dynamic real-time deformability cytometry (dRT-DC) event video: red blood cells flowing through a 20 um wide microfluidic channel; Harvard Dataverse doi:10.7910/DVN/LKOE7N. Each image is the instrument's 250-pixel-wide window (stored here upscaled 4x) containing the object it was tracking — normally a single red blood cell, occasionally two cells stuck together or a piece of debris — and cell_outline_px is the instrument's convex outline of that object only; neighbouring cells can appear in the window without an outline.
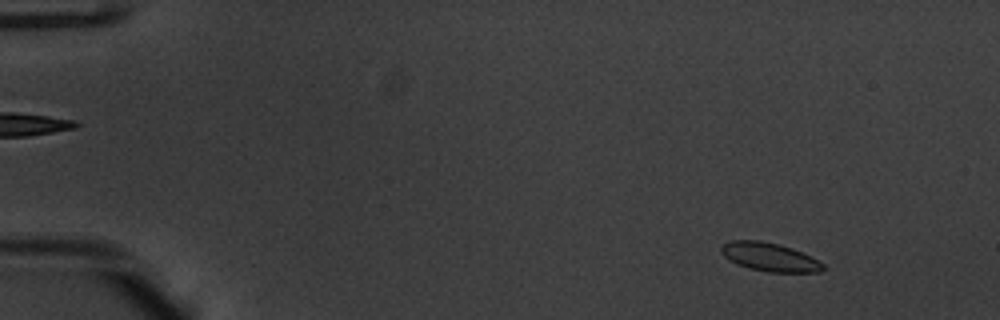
{"species": "common noctule bat (a hibernating species)", "species_latin": "Nyctalus noctula", "temperature_condition": "warm", "stored_images_in_passage": 54, "camera_frame_rate_fps": 3000, "um_per_image_px": 0.085, "animal": {"sex": "male", "body_mass_g": 20.1, "forearm_length_mm": 53.5}, "frame": {"image": 1, "passage_image": 6, "time_ms": 1.667, "image_size_px": [1000, 320], "cell_outline_px": [[824, 268], [820, 272], [764, 272], [748, 268], [736, 264], [724, 256], [720, 252], [720, 248], [724, 244], [732, 240], [760, 240], [780, 244], [792, 248], [824, 264]], "centroid_in_image_um": [65.37, 21.85], "position_along_channel_um": 19.6, "area_um2": 16.88}}
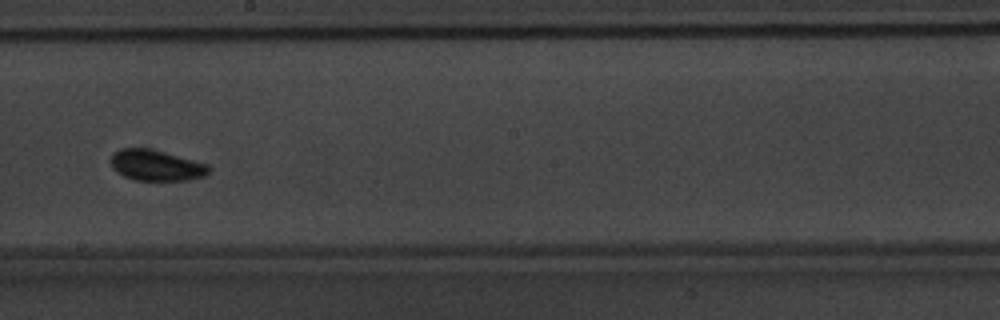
{"frame": {"image": 2, "passage_image": 32, "time_ms": 10.333, "image_size_px": [1000, 320], "cell_outline_px": [[212, 168], [204, 176], [188, 180], [136, 180], [124, 176], [116, 172], [112, 168], [108, 160], [112, 152], [120, 148], [148, 148], [208, 164]], "centroid_in_image_um": [13.21, 14.05], "position_along_channel_um": 235.0, "area_um2": 17.74}}
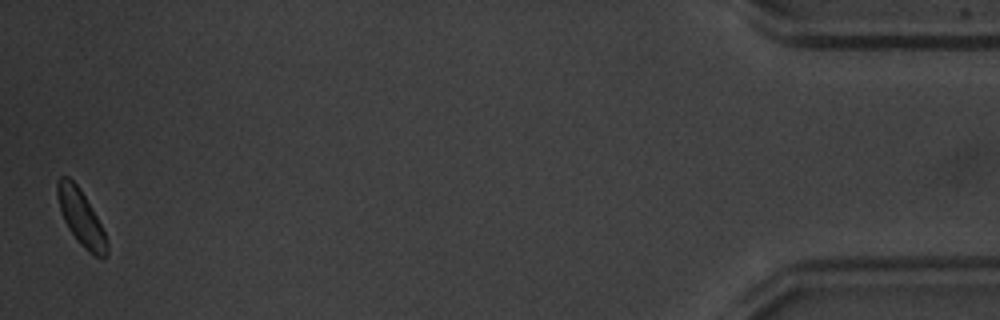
{"frame": {"image": 3, "passage_image": 54, "time_ms": 17.667, "image_size_px": [1000, 320], "cell_outline_px": [[108, 252], [104, 256], [96, 256], [88, 252], [80, 244], [68, 228], [64, 220], [60, 208], [56, 192], [56, 184], [60, 176], [68, 176], [80, 188], [96, 216], [104, 232], [108, 244]], "centroid_in_image_um": [6.86, 18.48], "position_along_channel_um": 428.3, "area_um2": 15.72}, "authors_computed_cell_mechanics": {"area_um2": 16.6753, "velocity_mm_per_s": 3.7663, "shape_relaxation_time_tau1_ms": 2.7499, "shape_relaxation_time_tau2_ms": 1.4686, "deformation_change_tau1": 0.1021, "deformation_change_tau2": 0.0603}}